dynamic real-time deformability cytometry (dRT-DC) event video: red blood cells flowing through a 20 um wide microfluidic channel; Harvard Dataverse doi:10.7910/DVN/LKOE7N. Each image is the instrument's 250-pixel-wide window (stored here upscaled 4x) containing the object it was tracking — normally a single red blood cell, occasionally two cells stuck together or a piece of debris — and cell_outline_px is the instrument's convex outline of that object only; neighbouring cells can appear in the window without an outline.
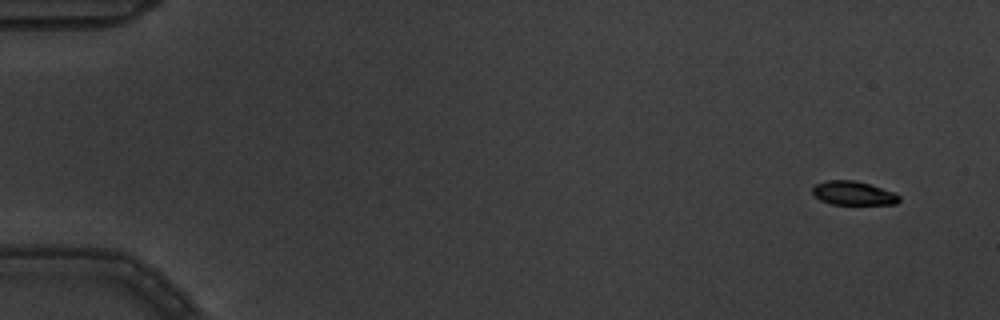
{"species": "common noctule bat (a hibernating species)", "species_latin": "Nyctalus noctula", "temperature_condition": "warm", "stored_images_in_passage": 9, "camera_frame_rate_fps": 3000, "um_per_image_px": 0.085, "animal": {"sex": "male", "body_mass_g": 19.5, "forearm_length_mm": 54.6}, "frame": {"image": 1, "passage_image": 2, "time_ms": 0.333, "image_size_px": [1000, 320], "cell_outline_px": [[900, 200], [896, 204], [832, 204], [820, 200], [812, 192], [812, 188], [816, 184], [828, 180], [856, 180], [892, 192], [900, 196]], "centroid_in_image_um": [72.51, 16.42], "position_along_channel_um": 12.5, "area_um2": 11.85}}
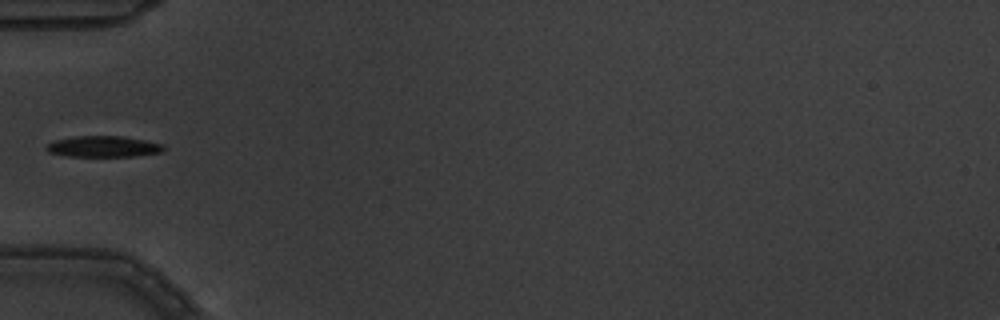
{"frame": {"image": 2, "passage_image": 7, "time_ms": 2.0, "image_size_px": [1000, 320], "cell_outline_px": [[164, 148], [160, 152], [132, 156], [68, 156], [48, 152], [44, 148], [48, 144], [56, 140], [76, 136], [124, 136], [164, 144]], "centroid_in_image_um": [8.77, 12.45], "position_along_channel_um": 76.2, "area_um2": 14.22}}
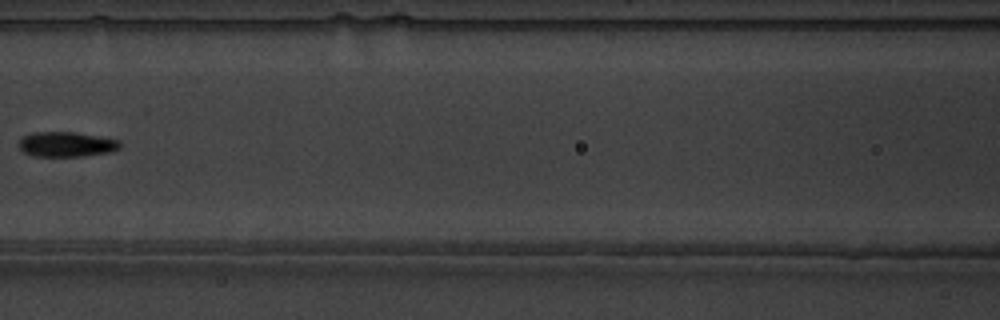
{"frame": {"image": 3, "passage_image": 9, "time_ms": 2.667, "image_size_px": [1000, 320], "cell_outline_px": [[120, 148], [108, 152], [84, 156], [32, 156], [24, 152], [20, 148], [20, 140], [24, 136], [32, 132], [76, 132], [120, 140]], "centroid_in_image_um": [5.65, 12.26], "position_along_channel_um": 161.0, "area_um2": 14.62}}